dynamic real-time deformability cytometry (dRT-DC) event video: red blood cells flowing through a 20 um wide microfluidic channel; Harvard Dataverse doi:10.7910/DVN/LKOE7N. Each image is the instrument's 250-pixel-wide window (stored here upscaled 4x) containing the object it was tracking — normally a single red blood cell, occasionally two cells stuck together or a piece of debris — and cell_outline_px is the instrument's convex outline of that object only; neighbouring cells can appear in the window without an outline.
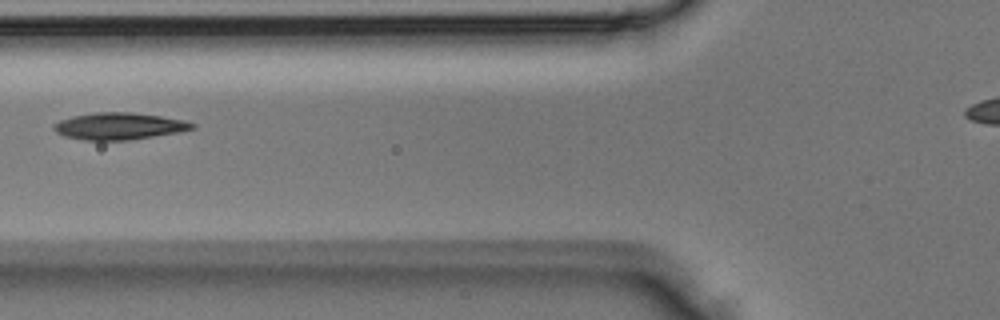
{"species": "Egyptian fruit bat (a non-hibernating species)", "species_latin": "Rousettus aegyptiacus", "temperature_condition": "room temperature", "stored_images_in_passage": 3, "camera_frame_rate_fps": 3000, "um_per_image_px": 0.085, "animal": {"sex": "male"}, "frame": {"image": 1, "passage_image": 2, "time_ms": 0.333, "image_size_px": [1000, 320], "cell_outline_px": [[196, 128], [180, 132], [128, 140], [84, 140], [64, 136], [56, 132], [52, 128], [52, 124], [60, 120], [72, 116], [96, 112], [128, 112], [160, 116], [184, 120], [196, 124]], "centroid_in_image_um": [10.11, 10.72], "position_along_channel_um": 115.7, "area_um2": 21.73}}